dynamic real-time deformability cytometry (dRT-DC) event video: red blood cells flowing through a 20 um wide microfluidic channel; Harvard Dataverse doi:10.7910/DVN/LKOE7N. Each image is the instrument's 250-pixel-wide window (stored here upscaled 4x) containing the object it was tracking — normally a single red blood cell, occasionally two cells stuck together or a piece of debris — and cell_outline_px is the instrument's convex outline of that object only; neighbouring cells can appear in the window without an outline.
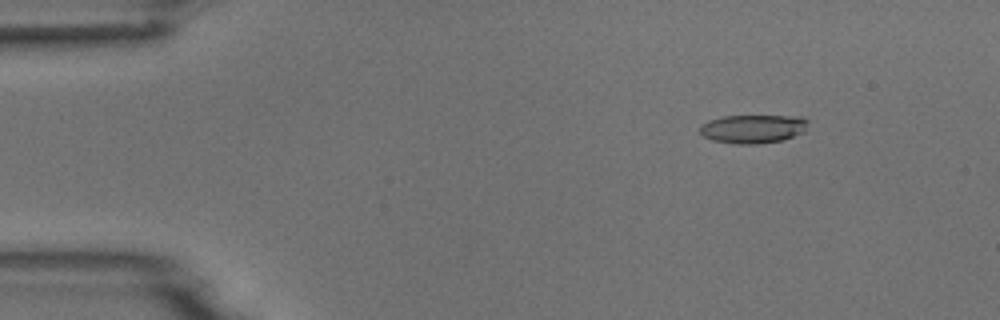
{"species": "common noctule bat (a hibernating species)", "species_latin": "Nyctalus noctula", "temperature_condition": "room temperature", "stored_images_in_passage": 5, "camera_frame_rate_fps": 3000, "um_per_image_px": 0.085, "animal": {"sex": "male", "body_mass_g": 18.8}, "frame": {"image": 1, "passage_image": 1, "time_ms": 0.0, "image_size_px": [1000, 320], "cell_outline_px": [[808, 120], [804, 132], [784, 140], [760, 144], [736, 144], [712, 140], [704, 136], [700, 132], [700, 124], [708, 120], [724, 116], [804, 116]], "centroid_in_image_um": [64.01, 10.95], "position_along_channel_um": 21.0, "area_um2": 18.21}}
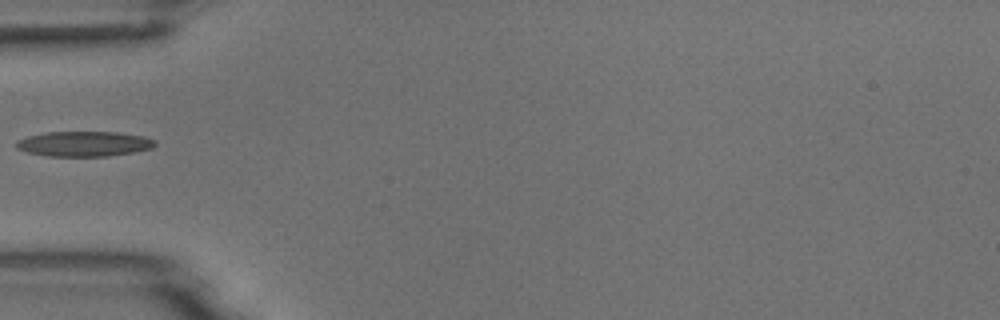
{"frame": {"image": 2, "passage_image": 4, "time_ms": 3.667, "image_size_px": [1000, 320], "cell_outline_px": [[156, 144], [152, 148], [132, 152], [108, 156], [48, 156], [28, 152], [16, 148], [16, 140], [28, 136], [44, 132], [120, 132], [144, 136], [156, 140]], "centroid_in_image_um": [7.15, 12.22], "position_along_channel_um": 77.9, "area_um2": 20.35}}